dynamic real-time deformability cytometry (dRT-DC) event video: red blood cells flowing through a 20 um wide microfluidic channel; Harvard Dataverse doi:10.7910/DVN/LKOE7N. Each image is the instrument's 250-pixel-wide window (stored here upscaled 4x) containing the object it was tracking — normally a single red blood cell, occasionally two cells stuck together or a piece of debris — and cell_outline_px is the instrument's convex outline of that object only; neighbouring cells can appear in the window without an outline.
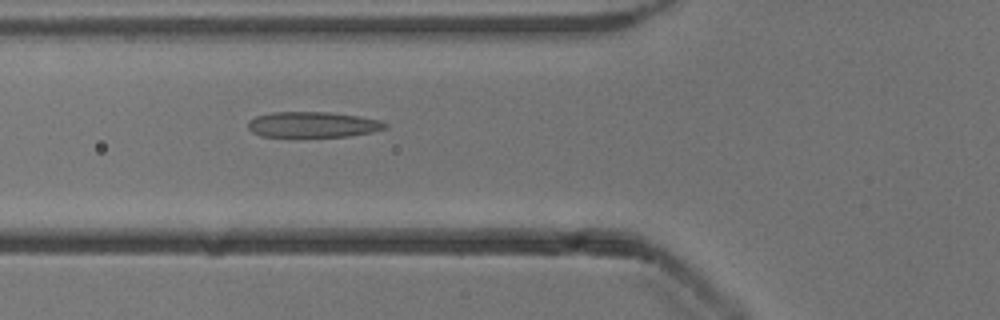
{"species": "common noctule bat (a hibernating species)", "species_latin": "Nyctalus noctula", "temperature_condition": "cold", "stored_images_in_passage": 52, "camera_frame_rate_fps": 3000, "um_per_image_px": 0.085, "animal": {"sex": "male", "body_mass_g": 13.3}, "frame": {"image": 1, "passage_image": 19, "time_ms": 6.0, "image_size_px": [1000, 320], "cell_outline_px": [[388, 128], [372, 132], [348, 136], [260, 136], [252, 132], [248, 128], [248, 120], [256, 116], [272, 112], [328, 112], [356, 116], [380, 120], [388, 124]], "centroid_in_image_um": [26.58, 10.58], "position_along_channel_um": 99.2, "area_um2": 20.35}}
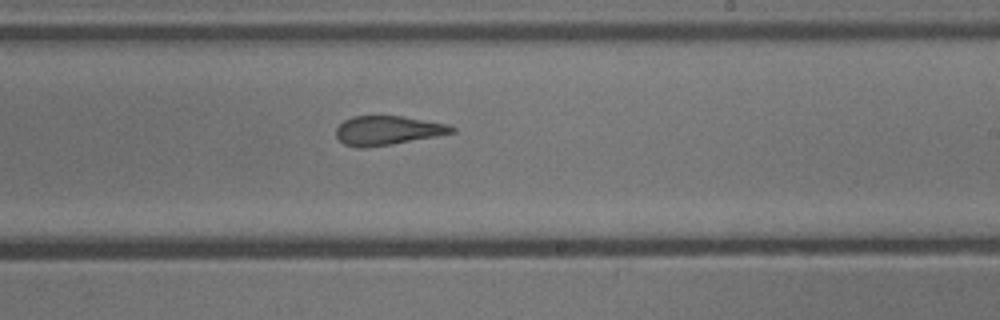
{"frame": {"image": 2, "passage_image": 31, "time_ms": 10.0, "image_size_px": [1000, 320], "cell_outline_px": [[456, 132], [436, 136], [392, 144], [368, 148], [356, 148], [344, 144], [336, 136], [336, 128], [344, 120], [352, 116], [404, 116], [448, 124], [456, 128]], "centroid_in_image_um": [32.94, 11.09], "position_along_channel_um": 256.1, "area_um2": 19.77}}
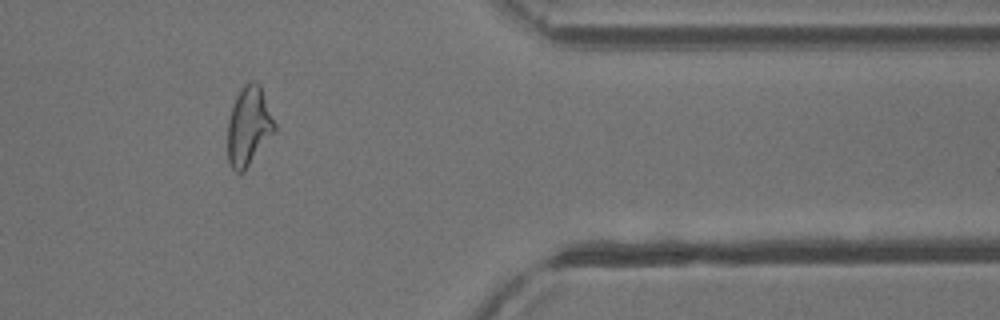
{"frame": {"image": 3, "passage_image": 43, "time_ms": 14.0, "image_size_px": [1000, 320], "cell_outline_px": [[276, 128], [244, 172], [236, 172], [232, 168], [228, 160], [228, 120], [232, 104], [240, 88], [248, 80], [252, 80], [260, 84], [276, 124]], "centroid_in_image_um": [21.13, 10.68], "position_along_channel_um": 390.3, "area_um2": 21.56}, "authors_computed_cell_mechanics": {"area_um2": 21.6461, "velocity_mm_per_s": 3.9157, "shape_relaxation_time_tau1_ms": 5.7378, "shape_relaxation_time_tau2_ms": 1.822, "deformation_change_tau1": 0.1935, "deformation_change_tau2": 0.0956}}